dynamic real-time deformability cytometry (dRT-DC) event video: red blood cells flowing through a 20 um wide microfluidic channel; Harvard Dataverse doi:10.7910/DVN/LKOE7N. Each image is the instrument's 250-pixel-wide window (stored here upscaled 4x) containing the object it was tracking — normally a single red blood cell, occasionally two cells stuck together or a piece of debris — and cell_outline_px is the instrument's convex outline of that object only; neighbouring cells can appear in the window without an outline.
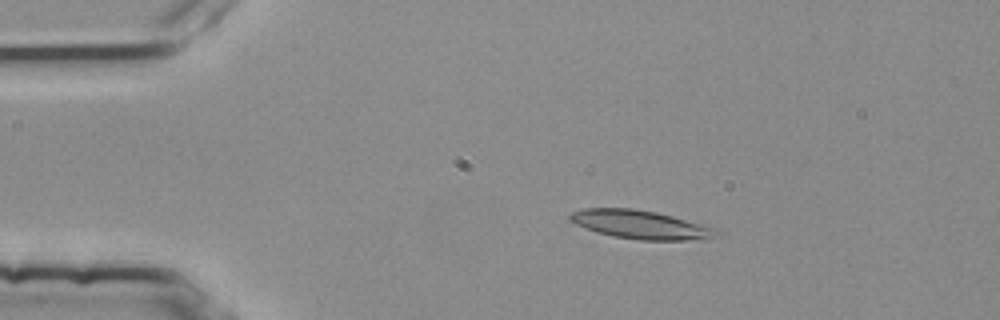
{"species": "common noctule bat (a hibernating species)", "species_latin": "Nyctalus noctula", "temperature_condition": "room temperature", "stored_images_in_passage": 3, "camera_frame_rate_fps": 3000, "um_per_image_px": 0.085, "animal": {"sex": "female", "body_mass_g": 25.1}, "frame": {"image": 1, "passage_image": 3, "time_ms": 0.667, "image_size_px": [1000, 320], "cell_outline_px": [[720, 232], [704, 240], [640, 240], [612, 236], [596, 232], [584, 228], [568, 220], [568, 216], [572, 212], [584, 208], [632, 208], [656, 212], [720, 228]], "centroid_in_image_um": [54.46, 19.09], "position_along_channel_um": 30.5, "area_um2": 24.62}}